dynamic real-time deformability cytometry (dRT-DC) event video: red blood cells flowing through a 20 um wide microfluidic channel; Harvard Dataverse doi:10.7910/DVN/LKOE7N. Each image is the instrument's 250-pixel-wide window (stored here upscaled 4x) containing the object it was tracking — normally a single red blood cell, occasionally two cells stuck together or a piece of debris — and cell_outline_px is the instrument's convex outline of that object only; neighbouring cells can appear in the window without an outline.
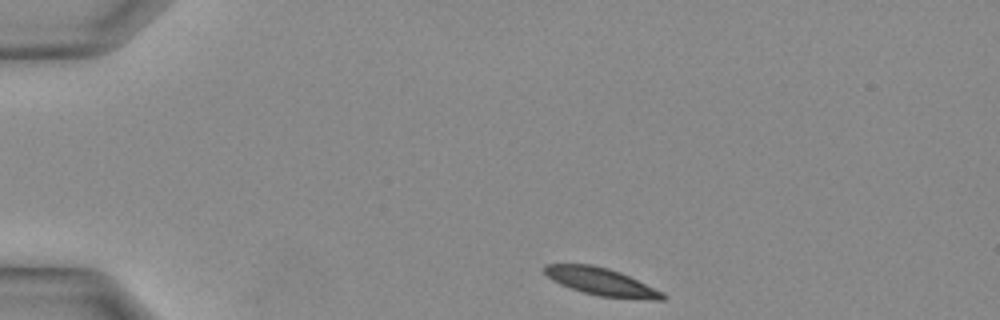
{"species": "Egyptian fruit bat (a non-hibernating species)", "species_latin": "Rousettus aegyptiacus", "temperature_condition": "warm", "stored_images_in_passage": 28, "camera_frame_rate_fps": 3000, "um_per_image_px": 0.085, "animal": {"sex": "female"}, "frame": {"image": 1, "passage_image": 1, "time_ms": 0.0, "image_size_px": [1000, 320], "cell_outline_px": [[668, 296], [664, 300], [652, 300], [600, 296], [584, 292], [560, 284], [552, 280], [544, 272], [544, 264], [592, 264], [608, 268], [620, 272], [664, 292]], "centroid_in_image_um": [51.15, 23.95], "position_along_channel_um": 33.9, "area_um2": 18.9}}
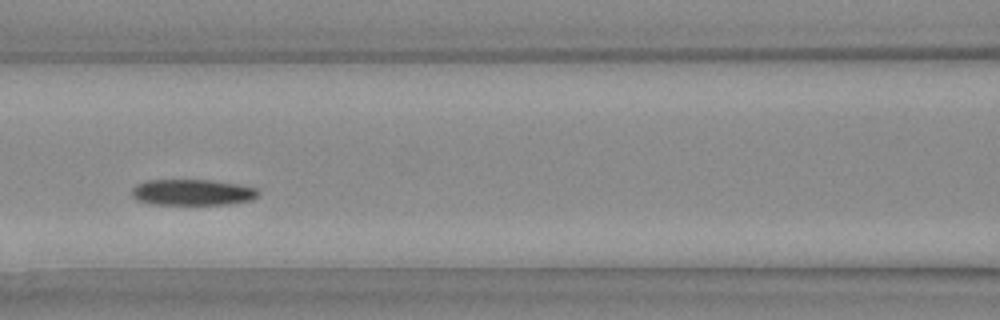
{"frame": {"image": 2, "passage_image": 10, "time_ms": 3.0, "image_size_px": [1000, 320], "cell_outline_px": [[260, 196], [252, 200], [228, 204], [148, 204], [136, 200], [132, 196], [132, 188], [136, 184], [144, 180], [212, 180], [240, 184], [260, 188]], "centroid_in_image_um": [16.39, 16.34], "position_along_channel_um": 150.2, "area_um2": 19.59}}
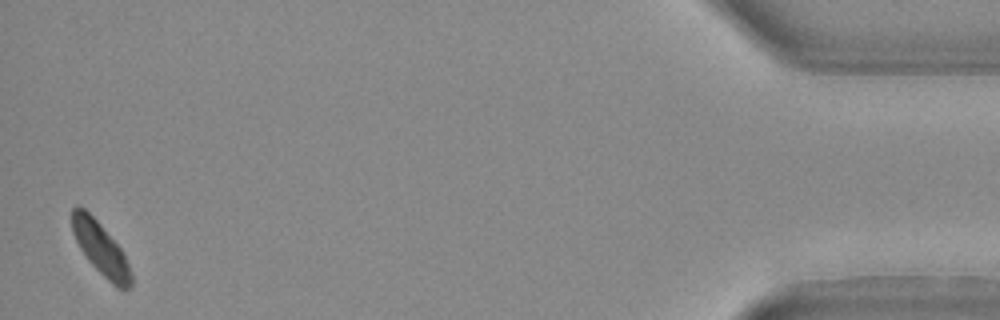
{"frame": {"image": 3, "passage_image": 28, "time_ms": 9.0, "image_size_px": [1000, 320], "cell_outline_px": [[132, 288], [124, 292], [116, 288], [88, 260], [80, 248], [72, 232], [72, 208], [76, 204], [80, 204], [100, 224], [120, 248], [128, 264], [132, 276]], "centroid_in_image_um": [8.57, 21.16], "position_along_channel_um": 426.6, "area_um2": 18.03}}